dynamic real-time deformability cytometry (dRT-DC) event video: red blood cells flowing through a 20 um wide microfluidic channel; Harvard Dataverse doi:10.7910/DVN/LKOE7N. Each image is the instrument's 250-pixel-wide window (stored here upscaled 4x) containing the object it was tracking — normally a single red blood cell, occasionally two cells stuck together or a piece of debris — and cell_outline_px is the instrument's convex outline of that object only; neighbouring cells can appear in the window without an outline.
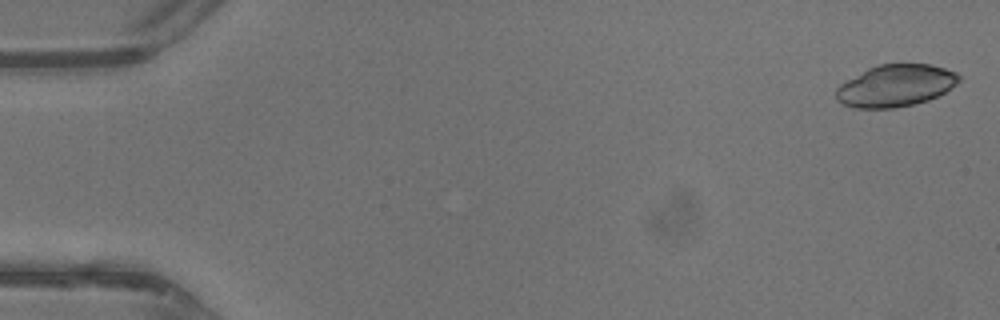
{"species": "common noctule bat (a hibernating species)", "species_latin": "Nyctalus noctula", "temperature_condition": "warm", "stored_images_in_passage": 43, "camera_frame_rate_fps": 3000, "um_per_image_px": 0.085, "animal": {"sex": "male", "body_mass_g": 13.3}, "frame": {"image": 1, "passage_image": 1, "time_ms": 0.0, "image_size_px": [1000, 320], "cell_outline_px": [[960, 80], [956, 84], [944, 92], [928, 100], [912, 104], [892, 108], [852, 108], [836, 100], [836, 88], [840, 84], [868, 68], [880, 64], [932, 64], [956, 72], [960, 76]], "centroid_in_image_um": [76.11, 7.28], "position_along_channel_um": 8.9, "area_um2": 29.88}}
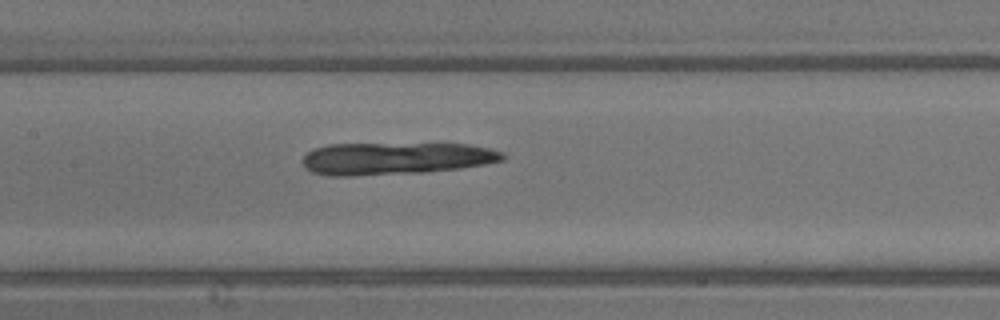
{"frame": {"image": 2, "passage_image": 21, "time_ms": 6.667, "image_size_px": [1000, 320], "cell_outline_px": [[504, 160], [484, 164], [460, 168], [424, 172], [352, 176], [328, 176], [312, 172], [304, 168], [304, 156], [308, 152], [316, 148], [328, 144], [468, 144], [488, 148], [504, 152]], "centroid_in_image_um": [33.62, 13.47], "position_along_channel_um": 173.8, "area_um2": 37.51}}
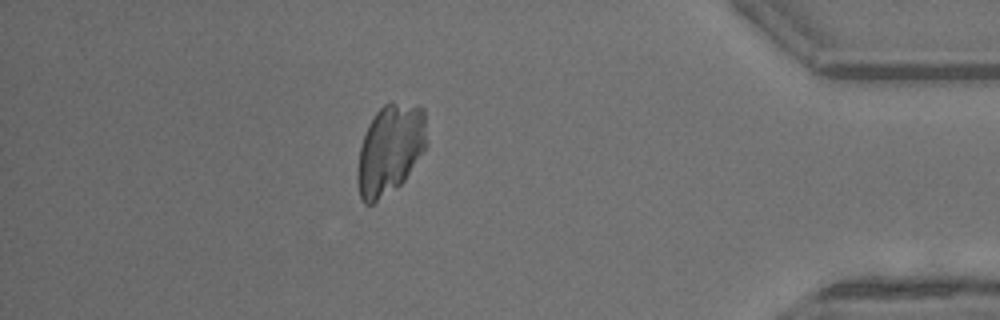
{"frame": {"image": 3, "passage_image": 38, "time_ms": 12.333, "image_size_px": [1000, 320], "cell_outline_px": [[428, 144], [404, 180], [396, 188], [372, 204], [364, 204], [360, 196], [356, 180], [356, 172], [360, 148], [368, 124], [372, 116], [384, 104], [392, 104], [424, 108], [428, 140]], "centroid_in_image_um": [33.14, 12.74], "position_along_channel_um": 402.1, "area_um2": 36.13}}